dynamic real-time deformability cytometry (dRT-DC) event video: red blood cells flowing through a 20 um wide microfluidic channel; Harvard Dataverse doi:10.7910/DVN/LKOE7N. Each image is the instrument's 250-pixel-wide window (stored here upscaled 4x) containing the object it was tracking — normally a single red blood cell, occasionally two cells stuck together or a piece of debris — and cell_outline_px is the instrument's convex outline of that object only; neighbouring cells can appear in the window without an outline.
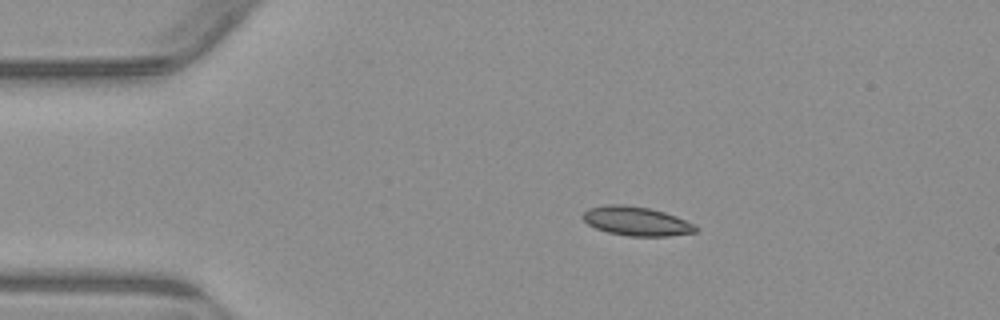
{"species": "common noctule bat (a hibernating species)", "species_latin": "Nyctalus noctula", "temperature_condition": "warm", "stored_images_in_passage": 44, "camera_frame_rate_fps": 3000, "um_per_image_px": 0.085, "animal": {"sex": "male", "body_mass_g": 23.1, "forearm_length_mm": 52.7}, "frame": {"image": 1, "passage_image": 1, "time_ms": 0.0, "image_size_px": [1000, 320], "cell_outline_px": [[700, 228], [696, 232], [668, 236], [628, 236], [608, 232], [596, 228], [588, 224], [580, 216], [588, 208], [604, 204], [624, 204], [648, 208], [664, 212], [676, 216], [696, 224]], "centroid_in_image_um": [54.1, 18.79], "position_along_channel_um": 30.9, "area_um2": 19.31}}
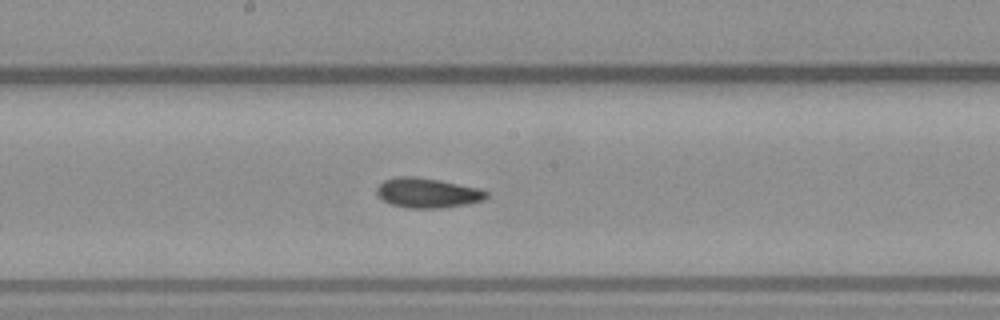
{"frame": {"image": 2, "passage_image": 19, "time_ms": 6.0, "image_size_px": [1000, 320], "cell_outline_px": [[488, 196], [484, 200], [468, 204], [444, 208], [408, 208], [388, 204], [376, 192], [376, 188], [384, 180], [396, 176], [412, 176], [440, 180], [480, 188], [488, 192]], "centroid_in_image_um": [36.35, 16.4], "position_along_channel_um": 211.8, "area_um2": 19.25}}
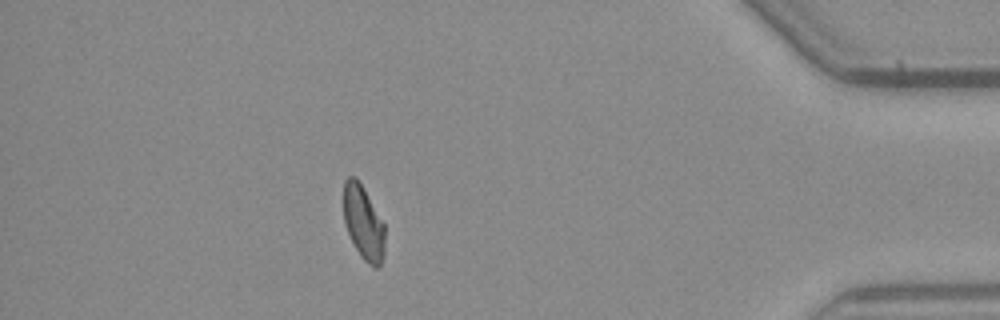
{"frame": {"image": 3, "passage_image": 38, "time_ms": 12.333, "image_size_px": [1000, 320], "cell_outline_px": [[384, 256], [380, 264], [376, 268], [372, 268], [360, 256], [344, 224], [344, 180], [348, 176], [356, 176], [364, 188], [384, 224]], "centroid_in_image_um": [30.89, 18.92], "position_along_channel_um": 404.3, "area_um2": 17.8}, "authors_computed_cell_mechanics": {"area_um2": 18.6116, "velocity_mm_per_s": 3.842, "shape_relaxation_time_tau1_ms": 5.6801, "shape_relaxation_time_tau2_ms": 2.1555, "deformation_change_tau1": 0.1173, "deformation_change_tau2": 0.0672}}